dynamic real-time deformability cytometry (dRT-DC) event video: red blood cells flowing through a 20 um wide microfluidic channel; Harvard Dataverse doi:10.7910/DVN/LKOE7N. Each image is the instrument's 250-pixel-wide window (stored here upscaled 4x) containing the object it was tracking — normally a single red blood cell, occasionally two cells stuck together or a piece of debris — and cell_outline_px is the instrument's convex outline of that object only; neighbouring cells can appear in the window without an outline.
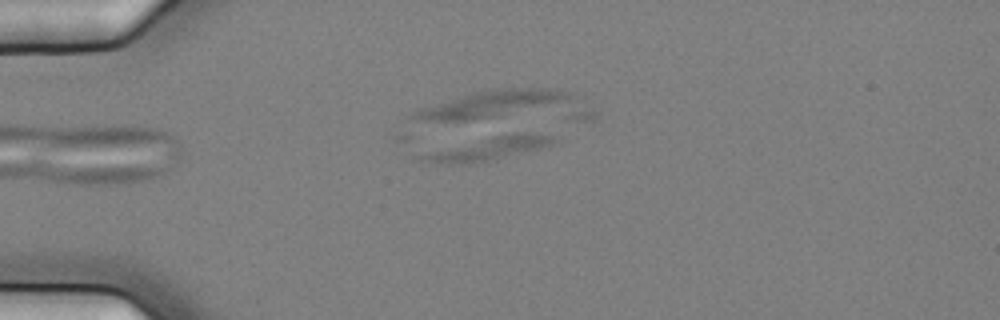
{"species": "common noctule bat (a hibernating species)", "species_latin": "Nyctalus noctula", "temperature_condition": "cold", "stored_images_in_passage": 11, "camera_frame_rate_fps": 3000, "um_per_image_px": 0.085, "animal": {"sex": "female", "body_mass_g": 25.1}, "frame": {"image": 1, "passage_image": 4, "time_ms": 1.0, "image_size_px": [1000, 320], "cell_outline_px": [[560, 140], [552, 144], [540, 148], [488, 160], [468, 164], [440, 164], [412, 160], [416, 156], [492, 136], [516, 132], [556, 132], [560, 136]], "centroid_in_image_um": [41.69, 12.59], "position_along_channel_um": 43.3, "area_um2": 18.09}}